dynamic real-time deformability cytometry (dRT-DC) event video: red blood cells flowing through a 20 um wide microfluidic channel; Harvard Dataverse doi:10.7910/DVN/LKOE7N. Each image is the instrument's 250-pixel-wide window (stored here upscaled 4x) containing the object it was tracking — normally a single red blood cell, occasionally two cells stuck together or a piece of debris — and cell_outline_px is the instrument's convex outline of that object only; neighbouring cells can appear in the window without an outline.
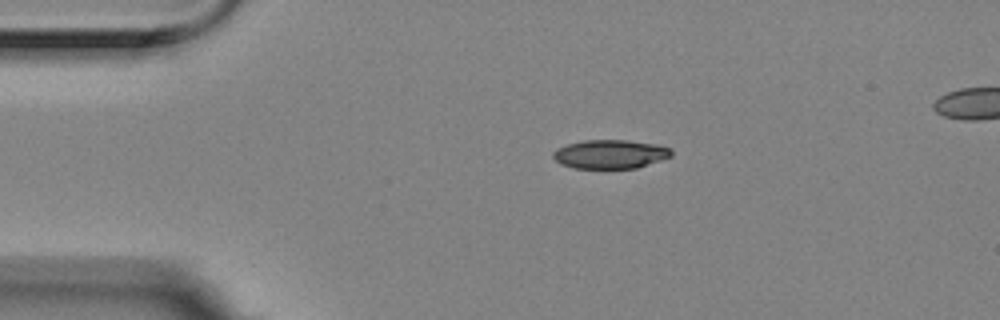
{"species": "Egyptian fruit bat (a non-hibernating species)", "species_latin": "Rousettus aegyptiacus", "temperature_condition": "room temperature", "stored_images_in_passage": 3, "camera_frame_rate_fps": 3000, "um_per_image_px": 0.085, "animal": {"sex": "female"}, "frame": {"image": 1, "passage_image": 1, "time_ms": 0.0, "image_size_px": [1000, 320], "cell_outline_px": [[672, 156], [636, 168], [572, 168], [560, 164], [552, 156], [552, 152], [556, 148], [568, 144], [584, 140], [628, 140], [656, 144], [672, 148]], "centroid_in_image_um": [51.85, 13.1], "position_along_channel_um": 33.1, "area_um2": 19.94}}